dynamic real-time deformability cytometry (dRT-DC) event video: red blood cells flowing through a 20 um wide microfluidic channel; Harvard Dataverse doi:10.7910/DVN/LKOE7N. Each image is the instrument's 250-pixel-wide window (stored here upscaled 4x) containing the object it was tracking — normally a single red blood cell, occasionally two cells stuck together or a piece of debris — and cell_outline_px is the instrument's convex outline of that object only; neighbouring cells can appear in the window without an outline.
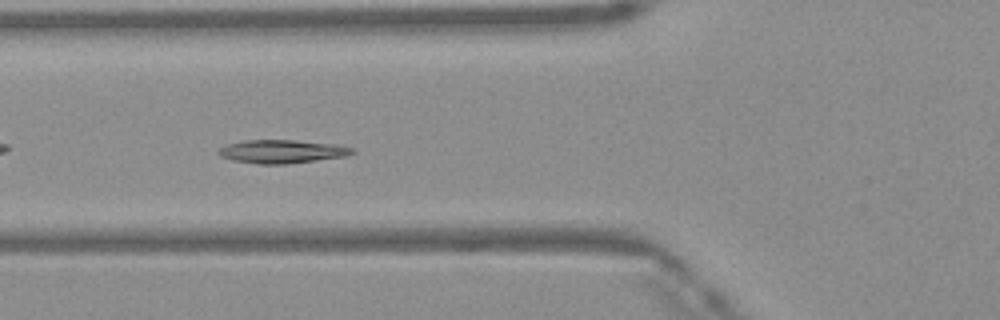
{"species": "Egyptian fruit bat (a non-hibernating species)", "species_latin": "Rousettus aegyptiacus", "temperature_condition": "warm", "stored_images_in_passage": 36, "camera_frame_rate_fps": 3000, "um_per_image_px": 0.085, "frame": {"image": 1, "passage_image": 5, "time_ms": 1.333, "image_size_px": [1000, 320], "cell_outline_px": [[356, 152], [344, 156], [284, 164], [260, 164], [232, 160], [220, 156], [216, 152], [220, 148], [228, 144], [244, 140], [292, 140], [332, 144], [352, 148]], "centroid_in_image_um": [23.9, 12.87], "position_along_channel_um": 101.9, "area_um2": 17.86}}
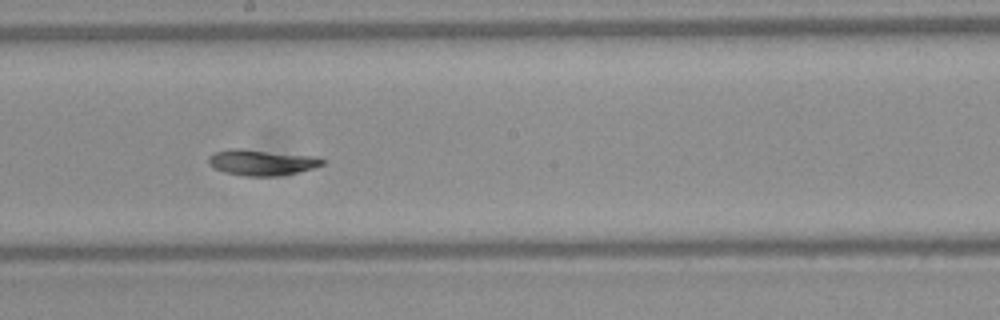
{"frame": {"image": 2, "passage_image": 14, "time_ms": 4.333, "image_size_px": [1000, 320], "cell_outline_px": [[324, 164], [312, 168], [296, 172], [276, 176], [244, 176], [224, 172], [216, 168], [208, 160], [208, 156], [216, 152], [232, 148], [240, 148], [320, 156], [324, 160]], "centroid_in_image_um": [22.29, 13.79], "position_along_channel_um": 225.9, "area_um2": 17.11}}
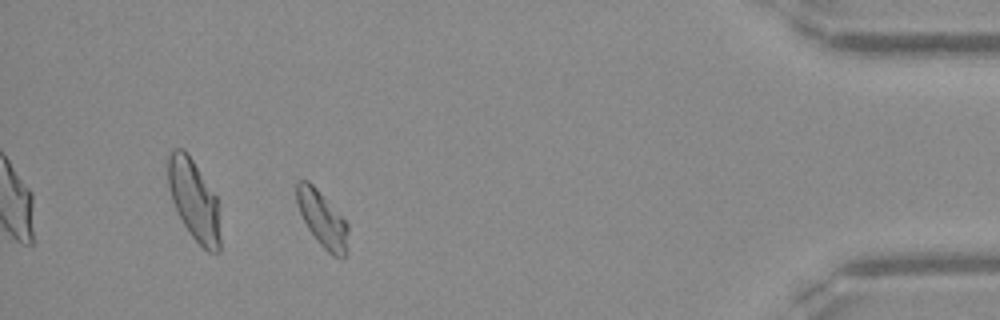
{"frame": {"image": 3, "passage_image": 31, "time_ms": 10.0, "image_size_px": [1000, 320], "cell_outline_px": [[348, 232], [344, 256], [332, 256], [320, 244], [308, 228], [300, 212], [296, 200], [296, 180], [308, 180], [316, 188], [348, 224]], "centroid_in_image_um": [27.36, 18.59], "position_along_channel_um": 407.8, "area_um2": 16.18}, "authors_computed_cell_mechanics": {"area_um2": 16.8776, "velocity_mm_per_s": 4.1292, "shape_relaxation_time_tau1_ms": 4.9361, "shape_relaxation_time_tau2_ms": 3.7464, "deformation_change_tau1": 0.1711, "deformation_change_tau2": 0.0533}}